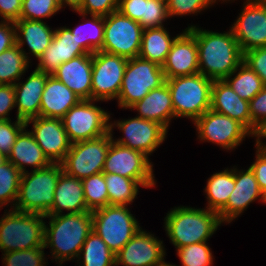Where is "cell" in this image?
Returning <instances> with one entry per match:
<instances>
[{
	"mask_svg": "<svg viewBox=\"0 0 266 266\" xmlns=\"http://www.w3.org/2000/svg\"><path fill=\"white\" fill-rule=\"evenodd\" d=\"M196 38L199 73L211 80H224L242 62L243 52L231 29L225 33L188 26Z\"/></svg>",
	"mask_w": 266,
	"mask_h": 266,
	"instance_id": "cell-1",
	"label": "cell"
},
{
	"mask_svg": "<svg viewBox=\"0 0 266 266\" xmlns=\"http://www.w3.org/2000/svg\"><path fill=\"white\" fill-rule=\"evenodd\" d=\"M44 248H51L53 260L61 265L65 261L77 259L81 248L93 231L91 211L45 215Z\"/></svg>",
	"mask_w": 266,
	"mask_h": 266,
	"instance_id": "cell-2",
	"label": "cell"
},
{
	"mask_svg": "<svg viewBox=\"0 0 266 266\" xmlns=\"http://www.w3.org/2000/svg\"><path fill=\"white\" fill-rule=\"evenodd\" d=\"M164 221L166 234L176 249L207 242L222 224L216 211L190 206L171 209Z\"/></svg>",
	"mask_w": 266,
	"mask_h": 266,
	"instance_id": "cell-3",
	"label": "cell"
},
{
	"mask_svg": "<svg viewBox=\"0 0 266 266\" xmlns=\"http://www.w3.org/2000/svg\"><path fill=\"white\" fill-rule=\"evenodd\" d=\"M62 171L61 163H51L48 167L22 173L14 210L47 215Z\"/></svg>",
	"mask_w": 266,
	"mask_h": 266,
	"instance_id": "cell-4",
	"label": "cell"
},
{
	"mask_svg": "<svg viewBox=\"0 0 266 266\" xmlns=\"http://www.w3.org/2000/svg\"><path fill=\"white\" fill-rule=\"evenodd\" d=\"M175 117L194 122L211 108L213 80L200 73L166 79Z\"/></svg>",
	"mask_w": 266,
	"mask_h": 266,
	"instance_id": "cell-5",
	"label": "cell"
},
{
	"mask_svg": "<svg viewBox=\"0 0 266 266\" xmlns=\"http://www.w3.org/2000/svg\"><path fill=\"white\" fill-rule=\"evenodd\" d=\"M0 219V249L4 252L44 247L45 215L4 212Z\"/></svg>",
	"mask_w": 266,
	"mask_h": 266,
	"instance_id": "cell-6",
	"label": "cell"
},
{
	"mask_svg": "<svg viewBox=\"0 0 266 266\" xmlns=\"http://www.w3.org/2000/svg\"><path fill=\"white\" fill-rule=\"evenodd\" d=\"M127 207L107 205L91 211L93 231L115 254L141 229Z\"/></svg>",
	"mask_w": 266,
	"mask_h": 266,
	"instance_id": "cell-7",
	"label": "cell"
},
{
	"mask_svg": "<svg viewBox=\"0 0 266 266\" xmlns=\"http://www.w3.org/2000/svg\"><path fill=\"white\" fill-rule=\"evenodd\" d=\"M165 82L164 72L158 64L139 56L128 59L117 98L118 106L122 109L130 108Z\"/></svg>",
	"mask_w": 266,
	"mask_h": 266,
	"instance_id": "cell-8",
	"label": "cell"
},
{
	"mask_svg": "<svg viewBox=\"0 0 266 266\" xmlns=\"http://www.w3.org/2000/svg\"><path fill=\"white\" fill-rule=\"evenodd\" d=\"M95 102L97 100H81L61 118L71 143L96 139L109 133L111 116Z\"/></svg>",
	"mask_w": 266,
	"mask_h": 266,
	"instance_id": "cell-9",
	"label": "cell"
},
{
	"mask_svg": "<svg viewBox=\"0 0 266 266\" xmlns=\"http://www.w3.org/2000/svg\"><path fill=\"white\" fill-rule=\"evenodd\" d=\"M112 141V135L109 132L96 139L72 143L61 162L63 171L80 180L103 172L106 155Z\"/></svg>",
	"mask_w": 266,
	"mask_h": 266,
	"instance_id": "cell-10",
	"label": "cell"
},
{
	"mask_svg": "<svg viewBox=\"0 0 266 266\" xmlns=\"http://www.w3.org/2000/svg\"><path fill=\"white\" fill-rule=\"evenodd\" d=\"M143 27L118 10L104 17V41L101 51L125 57L139 56Z\"/></svg>",
	"mask_w": 266,
	"mask_h": 266,
	"instance_id": "cell-11",
	"label": "cell"
},
{
	"mask_svg": "<svg viewBox=\"0 0 266 266\" xmlns=\"http://www.w3.org/2000/svg\"><path fill=\"white\" fill-rule=\"evenodd\" d=\"M127 62L125 57L104 51L92 54L91 100L118 98Z\"/></svg>",
	"mask_w": 266,
	"mask_h": 266,
	"instance_id": "cell-12",
	"label": "cell"
},
{
	"mask_svg": "<svg viewBox=\"0 0 266 266\" xmlns=\"http://www.w3.org/2000/svg\"><path fill=\"white\" fill-rule=\"evenodd\" d=\"M103 173H115L137 180L143 188H153L156 185L149 157L114 141L108 149Z\"/></svg>",
	"mask_w": 266,
	"mask_h": 266,
	"instance_id": "cell-13",
	"label": "cell"
},
{
	"mask_svg": "<svg viewBox=\"0 0 266 266\" xmlns=\"http://www.w3.org/2000/svg\"><path fill=\"white\" fill-rule=\"evenodd\" d=\"M114 127L122 131L124 137L114 139ZM109 132L115 143L149 156L165 141L168 130L155 121L136 116L127 120L109 122Z\"/></svg>",
	"mask_w": 266,
	"mask_h": 266,
	"instance_id": "cell-14",
	"label": "cell"
},
{
	"mask_svg": "<svg viewBox=\"0 0 266 266\" xmlns=\"http://www.w3.org/2000/svg\"><path fill=\"white\" fill-rule=\"evenodd\" d=\"M193 124L196 126L200 141L215 143L226 150L240 146L246 136L252 137L241 123L211 109L197 118Z\"/></svg>",
	"mask_w": 266,
	"mask_h": 266,
	"instance_id": "cell-15",
	"label": "cell"
},
{
	"mask_svg": "<svg viewBox=\"0 0 266 266\" xmlns=\"http://www.w3.org/2000/svg\"><path fill=\"white\" fill-rule=\"evenodd\" d=\"M242 52L266 46V6L259 0H246L231 27Z\"/></svg>",
	"mask_w": 266,
	"mask_h": 266,
	"instance_id": "cell-16",
	"label": "cell"
},
{
	"mask_svg": "<svg viewBox=\"0 0 266 266\" xmlns=\"http://www.w3.org/2000/svg\"><path fill=\"white\" fill-rule=\"evenodd\" d=\"M26 128L32 123L29 131L51 163H61L70 150V142L62 120L59 118L34 117L25 121Z\"/></svg>",
	"mask_w": 266,
	"mask_h": 266,
	"instance_id": "cell-17",
	"label": "cell"
},
{
	"mask_svg": "<svg viewBox=\"0 0 266 266\" xmlns=\"http://www.w3.org/2000/svg\"><path fill=\"white\" fill-rule=\"evenodd\" d=\"M163 241L142 228L115 254V264L123 266H157L164 260Z\"/></svg>",
	"mask_w": 266,
	"mask_h": 266,
	"instance_id": "cell-18",
	"label": "cell"
},
{
	"mask_svg": "<svg viewBox=\"0 0 266 266\" xmlns=\"http://www.w3.org/2000/svg\"><path fill=\"white\" fill-rule=\"evenodd\" d=\"M162 70L166 79L199 73L197 42L189 29L176 35Z\"/></svg>",
	"mask_w": 266,
	"mask_h": 266,
	"instance_id": "cell-19",
	"label": "cell"
},
{
	"mask_svg": "<svg viewBox=\"0 0 266 266\" xmlns=\"http://www.w3.org/2000/svg\"><path fill=\"white\" fill-rule=\"evenodd\" d=\"M234 177L235 187L227 204L218 212L222 223H231L246 210L250 203L258 198L262 199V191L250 167L247 170H238L234 166Z\"/></svg>",
	"mask_w": 266,
	"mask_h": 266,
	"instance_id": "cell-20",
	"label": "cell"
},
{
	"mask_svg": "<svg viewBox=\"0 0 266 266\" xmlns=\"http://www.w3.org/2000/svg\"><path fill=\"white\" fill-rule=\"evenodd\" d=\"M88 54L78 43L69 28L60 27L55 29L51 44L41 54L35 69L52 75L57 68L80 55Z\"/></svg>",
	"mask_w": 266,
	"mask_h": 266,
	"instance_id": "cell-21",
	"label": "cell"
},
{
	"mask_svg": "<svg viewBox=\"0 0 266 266\" xmlns=\"http://www.w3.org/2000/svg\"><path fill=\"white\" fill-rule=\"evenodd\" d=\"M210 109L238 121L252 134L249 101L241 99L224 80L213 81Z\"/></svg>",
	"mask_w": 266,
	"mask_h": 266,
	"instance_id": "cell-22",
	"label": "cell"
},
{
	"mask_svg": "<svg viewBox=\"0 0 266 266\" xmlns=\"http://www.w3.org/2000/svg\"><path fill=\"white\" fill-rule=\"evenodd\" d=\"M81 100H91L92 54L80 55L61 64L52 74Z\"/></svg>",
	"mask_w": 266,
	"mask_h": 266,
	"instance_id": "cell-23",
	"label": "cell"
},
{
	"mask_svg": "<svg viewBox=\"0 0 266 266\" xmlns=\"http://www.w3.org/2000/svg\"><path fill=\"white\" fill-rule=\"evenodd\" d=\"M49 75L35 69L24 83L19 79L14 84L17 119L26 121L39 116L41 96Z\"/></svg>",
	"mask_w": 266,
	"mask_h": 266,
	"instance_id": "cell-24",
	"label": "cell"
},
{
	"mask_svg": "<svg viewBox=\"0 0 266 266\" xmlns=\"http://www.w3.org/2000/svg\"><path fill=\"white\" fill-rule=\"evenodd\" d=\"M81 98L55 76L49 75L41 96L39 116L61 119Z\"/></svg>",
	"mask_w": 266,
	"mask_h": 266,
	"instance_id": "cell-25",
	"label": "cell"
},
{
	"mask_svg": "<svg viewBox=\"0 0 266 266\" xmlns=\"http://www.w3.org/2000/svg\"><path fill=\"white\" fill-rule=\"evenodd\" d=\"M68 213H81L90 211L86 206L82 180L70 176L62 171L54 192L52 208L47 215Z\"/></svg>",
	"mask_w": 266,
	"mask_h": 266,
	"instance_id": "cell-26",
	"label": "cell"
},
{
	"mask_svg": "<svg viewBox=\"0 0 266 266\" xmlns=\"http://www.w3.org/2000/svg\"><path fill=\"white\" fill-rule=\"evenodd\" d=\"M129 109L137 110L139 112L137 117L155 121L167 130L172 118H175L171 93L166 82L162 86L152 89Z\"/></svg>",
	"mask_w": 266,
	"mask_h": 266,
	"instance_id": "cell-27",
	"label": "cell"
},
{
	"mask_svg": "<svg viewBox=\"0 0 266 266\" xmlns=\"http://www.w3.org/2000/svg\"><path fill=\"white\" fill-rule=\"evenodd\" d=\"M16 31V44L25 53L30 61L28 54L39 58L41 54L51 44L55 30L51 29L44 21L19 19L14 22ZM28 46L29 53L22 47Z\"/></svg>",
	"mask_w": 266,
	"mask_h": 266,
	"instance_id": "cell-28",
	"label": "cell"
},
{
	"mask_svg": "<svg viewBox=\"0 0 266 266\" xmlns=\"http://www.w3.org/2000/svg\"><path fill=\"white\" fill-rule=\"evenodd\" d=\"M8 161L18 168L21 173L27 172L25 165L34 167L32 170H39L51 164L33 135L26 130V127L17 136L15 144L8 155Z\"/></svg>",
	"mask_w": 266,
	"mask_h": 266,
	"instance_id": "cell-29",
	"label": "cell"
},
{
	"mask_svg": "<svg viewBox=\"0 0 266 266\" xmlns=\"http://www.w3.org/2000/svg\"><path fill=\"white\" fill-rule=\"evenodd\" d=\"M176 37L169 35L163 27L144 28L139 57L162 67Z\"/></svg>",
	"mask_w": 266,
	"mask_h": 266,
	"instance_id": "cell-30",
	"label": "cell"
},
{
	"mask_svg": "<svg viewBox=\"0 0 266 266\" xmlns=\"http://www.w3.org/2000/svg\"><path fill=\"white\" fill-rule=\"evenodd\" d=\"M234 187V167L211 175L204 191L208 200L206 208L218 213L227 204Z\"/></svg>",
	"mask_w": 266,
	"mask_h": 266,
	"instance_id": "cell-31",
	"label": "cell"
},
{
	"mask_svg": "<svg viewBox=\"0 0 266 266\" xmlns=\"http://www.w3.org/2000/svg\"><path fill=\"white\" fill-rule=\"evenodd\" d=\"M82 259L83 261H80ZM77 262L81 263L79 266H116L115 253L94 231L86 238Z\"/></svg>",
	"mask_w": 266,
	"mask_h": 266,
	"instance_id": "cell-32",
	"label": "cell"
},
{
	"mask_svg": "<svg viewBox=\"0 0 266 266\" xmlns=\"http://www.w3.org/2000/svg\"><path fill=\"white\" fill-rule=\"evenodd\" d=\"M109 196V205L127 206L137 198L139 186L137 180L115 173H104Z\"/></svg>",
	"mask_w": 266,
	"mask_h": 266,
	"instance_id": "cell-33",
	"label": "cell"
},
{
	"mask_svg": "<svg viewBox=\"0 0 266 266\" xmlns=\"http://www.w3.org/2000/svg\"><path fill=\"white\" fill-rule=\"evenodd\" d=\"M29 63L17 44L0 53V84L14 85L26 73Z\"/></svg>",
	"mask_w": 266,
	"mask_h": 266,
	"instance_id": "cell-34",
	"label": "cell"
},
{
	"mask_svg": "<svg viewBox=\"0 0 266 266\" xmlns=\"http://www.w3.org/2000/svg\"><path fill=\"white\" fill-rule=\"evenodd\" d=\"M224 81L239 97H241V99L247 101H250L265 87L261 78L244 62H242L227 78H225Z\"/></svg>",
	"mask_w": 266,
	"mask_h": 266,
	"instance_id": "cell-35",
	"label": "cell"
},
{
	"mask_svg": "<svg viewBox=\"0 0 266 266\" xmlns=\"http://www.w3.org/2000/svg\"><path fill=\"white\" fill-rule=\"evenodd\" d=\"M85 23L69 28L81 47L88 53L101 51L104 41V17L91 15Z\"/></svg>",
	"mask_w": 266,
	"mask_h": 266,
	"instance_id": "cell-36",
	"label": "cell"
},
{
	"mask_svg": "<svg viewBox=\"0 0 266 266\" xmlns=\"http://www.w3.org/2000/svg\"><path fill=\"white\" fill-rule=\"evenodd\" d=\"M21 171L10 161L0 165V210L2 207L9 206L14 209L18 197ZM5 205V206H3Z\"/></svg>",
	"mask_w": 266,
	"mask_h": 266,
	"instance_id": "cell-37",
	"label": "cell"
},
{
	"mask_svg": "<svg viewBox=\"0 0 266 266\" xmlns=\"http://www.w3.org/2000/svg\"><path fill=\"white\" fill-rule=\"evenodd\" d=\"M86 206L90 211L109 205L104 173H97L82 180Z\"/></svg>",
	"mask_w": 266,
	"mask_h": 266,
	"instance_id": "cell-38",
	"label": "cell"
},
{
	"mask_svg": "<svg viewBox=\"0 0 266 266\" xmlns=\"http://www.w3.org/2000/svg\"><path fill=\"white\" fill-rule=\"evenodd\" d=\"M176 251L182 266H213L214 256L207 242L186 245Z\"/></svg>",
	"mask_w": 266,
	"mask_h": 266,
	"instance_id": "cell-39",
	"label": "cell"
},
{
	"mask_svg": "<svg viewBox=\"0 0 266 266\" xmlns=\"http://www.w3.org/2000/svg\"><path fill=\"white\" fill-rule=\"evenodd\" d=\"M59 10V0H22L20 19L43 21Z\"/></svg>",
	"mask_w": 266,
	"mask_h": 266,
	"instance_id": "cell-40",
	"label": "cell"
},
{
	"mask_svg": "<svg viewBox=\"0 0 266 266\" xmlns=\"http://www.w3.org/2000/svg\"><path fill=\"white\" fill-rule=\"evenodd\" d=\"M44 247L3 253L4 266H45Z\"/></svg>",
	"mask_w": 266,
	"mask_h": 266,
	"instance_id": "cell-41",
	"label": "cell"
},
{
	"mask_svg": "<svg viewBox=\"0 0 266 266\" xmlns=\"http://www.w3.org/2000/svg\"><path fill=\"white\" fill-rule=\"evenodd\" d=\"M214 0H169L167 3L168 17L195 14L214 5Z\"/></svg>",
	"mask_w": 266,
	"mask_h": 266,
	"instance_id": "cell-42",
	"label": "cell"
},
{
	"mask_svg": "<svg viewBox=\"0 0 266 266\" xmlns=\"http://www.w3.org/2000/svg\"><path fill=\"white\" fill-rule=\"evenodd\" d=\"M14 122L12 123L11 119L0 120V152L6 156L10 154L19 133L26 127L25 121L21 119H16Z\"/></svg>",
	"mask_w": 266,
	"mask_h": 266,
	"instance_id": "cell-43",
	"label": "cell"
},
{
	"mask_svg": "<svg viewBox=\"0 0 266 266\" xmlns=\"http://www.w3.org/2000/svg\"><path fill=\"white\" fill-rule=\"evenodd\" d=\"M167 4L157 0H146L145 17L139 24L143 28L163 27V21L167 20Z\"/></svg>",
	"mask_w": 266,
	"mask_h": 266,
	"instance_id": "cell-44",
	"label": "cell"
},
{
	"mask_svg": "<svg viewBox=\"0 0 266 266\" xmlns=\"http://www.w3.org/2000/svg\"><path fill=\"white\" fill-rule=\"evenodd\" d=\"M117 9L118 0H84L81 8L76 13L83 18H86L87 14L106 17Z\"/></svg>",
	"mask_w": 266,
	"mask_h": 266,
	"instance_id": "cell-45",
	"label": "cell"
},
{
	"mask_svg": "<svg viewBox=\"0 0 266 266\" xmlns=\"http://www.w3.org/2000/svg\"><path fill=\"white\" fill-rule=\"evenodd\" d=\"M243 62L261 78L266 86V46L243 53Z\"/></svg>",
	"mask_w": 266,
	"mask_h": 266,
	"instance_id": "cell-46",
	"label": "cell"
},
{
	"mask_svg": "<svg viewBox=\"0 0 266 266\" xmlns=\"http://www.w3.org/2000/svg\"><path fill=\"white\" fill-rule=\"evenodd\" d=\"M252 134L256 127L266 120V86L249 101Z\"/></svg>",
	"mask_w": 266,
	"mask_h": 266,
	"instance_id": "cell-47",
	"label": "cell"
},
{
	"mask_svg": "<svg viewBox=\"0 0 266 266\" xmlns=\"http://www.w3.org/2000/svg\"><path fill=\"white\" fill-rule=\"evenodd\" d=\"M121 14L140 22L145 17L146 0H118V9Z\"/></svg>",
	"mask_w": 266,
	"mask_h": 266,
	"instance_id": "cell-48",
	"label": "cell"
},
{
	"mask_svg": "<svg viewBox=\"0 0 266 266\" xmlns=\"http://www.w3.org/2000/svg\"><path fill=\"white\" fill-rule=\"evenodd\" d=\"M15 108L14 85L0 84V120H10V111Z\"/></svg>",
	"mask_w": 266,
	"mask_h": 266,
	"instance_id": "cell-49",
	"label": "cell"
},
{
	"mask_svg": "<svg viewBox=\"0 0 266 266\" xmlns=\"http://www.w3.org/2000/svg\"><path fill=\"white\" fill-rule=\"evenodd\" d=\"M249 167L255 174L260 190H266V150L257 148L256 159Z\"/></svg>",
	"mask_w": 266,
	"mask_h": 266,
	"instance_id": "cell-50",
	"label": "cell"
},
{
	"mask_svg": "<svg viewBox=\"0 0 266 266\" xmlns=\"http://www.w3.org/2000/svg\"><path fill=\"white\" fill-rule=\"evenodd\" d=\"M22 0H0V18L2 21L15 22L20 19Z\"/></svg>",
	"mask_w": 266,
	"mask_h": 266,
	"instance_id": "cell-51",
	"label": "cell"
},
{
	"mask_svg": "<svg viewBox=\"0 0 266 266\" xmlns=\"http://www.w3.org/2000/svg\"><path fill=\"white\" fill-rule=\"evenodd\" d=\"M16 45L14 22L0 21V53Z\"/></svg>",
	"mask_w": 266,
	"mask_h": 266,
	"instance_id": "cell-52",
	"label": "cell"
},
{
	"mask_svg": "<svg viewBox=\"0 0 266 266\" xmlns=\"http://www.w3.org/2000/svg\"><path fill=\"white\" fill-rule=\"evenodd\" d=\"M252 137H257L256 138V149H262V150H266V143H262L261 138H266V120H264L261 124H259L256 127V130L254 131V133L252 134Z\"/></svg>",
	"mask_w": 266,
	"mask_h": 266,
	"instance_id": "cell-53",
	"label": "cell"
},
{
	"mask_svg": "<svg viewBox=\"0 0 266 266\" xmlns=\"http://www.w3.org/2000/svg\"><path fill=\"white\" fill-rule=\"evenodd\" d=\"M83 1L84 0H59V5L61 9L67 5L76 12L81 8Z\"/></svg>",
	"mask_w": 266,
	"mask_h": 266,
	"instance_id": "cell-54",
	"label": "cell"
},
{
	"mask_svg": "<svg viewBox=\"0 0 266 266\" xmlns=\"http://www.w3.org/2000/svg\"><path fill=\"white\" fill-rule=\"evenodd\" d=\"M8 161V156H6L4 153L0 152V165L4 164Z\"/></svg>",
	"mask_w": 266,
	"mask_h": 266,
	"instance_id": "cell-55",
	"label": "cell"
},
{
	"mask_svg": "<svg viewBox=\"0 0 266 266\" xmlns=\"http://www.w3.org/2000/svg\"><path fill=\"white\" fill-rule=\"evenodd\" d=\"M157 266H178V265H174V264H170V263H167L165 262V259L159 263Z\"/></svg>",
	"mask_w": 266,
	"mask_h": 266,
	"instance_id": "cell-56",
	"label": "cell"
},
{
	"mask_svg": "<svg viewBox=\"0 0 266 266\" xmlns=\"http://www.w3.org/2000/svg\"><path fill=\"white\" fill-rule=\"evenodd\" d=\"M259 201L266 204V190L262 191V199L261 200L259 199Z\"/></svg>",
	"mask_w": 266,
	"mask_h": 266,
	"instance_id": "cell-57",
	"label": "cell"
},
{
	"mask_svg": "<svg viewBox=\"0 0 266 266\" xmlns=\"http://www.w3.org/2000/svg\"><path fill=\"white\" fill-rule=\"evenodd\" d=\"M157 1H160V2L167 4L169 0H157Z\"/></svg>",
	"mask_w": 266,
	"mask_h": 266,
	"instance_id": "cell-58",
	"label": "cell"
},
{
	"mask_svg": "<svg viewBox=\"0 0 266 266\" xmlns=\"http://www.w3.org/2000/svg\"><path fill=\"white\" fill-rule=\"evenodd\" d=\"M264 6H266V0H259Z\"/></svg>",
	"mask_w": 266,
	"mask_h": 266,
	"instance_id": "cell-59",
	"label": "cell"
},
{
	"mask_svg": "<svg viewBox=\"0 0 266 266\" xmlns=\"http://www.w3.org/2000/svg\"><path fill=\"white\" fill-rule=\"evenodd\" d=\"M216 1H217V0H214L215 3H216ZM222 1H223V2L225 1V2H226V1H230V0H222ZM231 1H232V0H231ZM234 1H235V0H234Z\"/></svg>",
	"mask_w": 266,
	"mask_h": 266,
	"instance_id": "cell-60",
	"label": "cell"
}]
</instances>
